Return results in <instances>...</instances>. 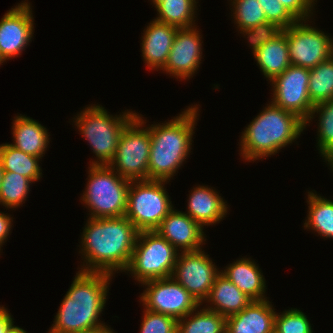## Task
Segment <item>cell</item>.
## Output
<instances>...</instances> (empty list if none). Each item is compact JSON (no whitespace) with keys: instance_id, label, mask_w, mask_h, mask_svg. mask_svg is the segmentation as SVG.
Listing matches in <instances>:
<instances>
[{"instance_id":"cell-1","label":"cell","mask_w":333,"mask_h":333,"mask_svg":"<svg viewBox=\"0 0 333 333\" xmlns=\"http://www.w3.org/2000/svg\"><path fill=\"white\" fill-rule=\"evenodd\" d=\"M139 231L125 217L88 218L81 237L85 263L80 271L125 272ZM115 272V273H113Z\"/></svg>"},{"instance_id":"cell-2","label":"cell","mask_w":333,"mask_h":333,"mask_svg":"<svg viewBox=\"0 0 333 333\" xmlns=\"http://www.w3.org/2000/svg\"><path fill=\"white\" fill-rule=\"evenodd\" d=\"M112 274L78 271L48 332L89 333L105 327L99 322Z\"/></svg>"},{"instance_id":"cell-3","label":"cell","mask_w":333,"mask_h":333,"mask_svg":"<svg viewBox=\"0 0 333 333\" xmlns=\"http://www.w3.org/2000/svg\"><path fill=\"white\" fill-rule=\"evenodd\" d=\"M196 105L189 106L179 116L166 123L152 124L149 127V180L170 181L187 159L199 115V107Z\"/></svg>"},{"instance_id":"cell-4","label":"cell","mask_w":333,"mask_h":333,"mask_svg":"<svg viewBox=\"0 0 333 333\" xmlns=\"http://www.w3.org/2000/svg\"><path fill=\"white\" fill-rule=\"evenodd\" d=\"M304 129L301 118L271 102L242 132V158L250 162L274 155L296 141Z\"/></svg>"},{"instance_id":"cell-5","label":"cell","mask_w":333,"mask_h":333,"mask_svg":"<svg viewBox=\"0 0 333 333\" xmlns=\"http://www.w3.org/2000/svg\"><path fill=\"white\" fill-rule=\"evenodd\" d=\"M122 113L113 117L101 105H90L73 118L98 159L90 165H108L113 159L121 132L137 115L132 111Z\"/></svg>"},{"instance_id":"cell-6","label":"cell","mask_w":333,"mask_h":333,"mask_svg":"<svg viewBox=\"0 0 333 333\" xmlns=\"http://www.w3.org/2000/svg\"><path fill=\"white\" fill-rule=\"evenodd\" d=\"M88 183L81 200L87 205L89 218L125 216L130 181L108 165H90Z\"/></svg>"},{"instance_id":"cell-7","label":"cell","mask_w":333,"mask_h":333,"mask_svg":"<svg viewBox=\"0 0 333 333\" xmlns=\"http://www.w3.org/2000/svg\"><path fill=\"white\" fill-rule=\"evenodd\" d=\"M145 123L137 114L125 126L119 136L116 154L108 163L112 170L129 181L149 180L151 134Z\"/></svg>"},{"instance_id":"cell-8","label":"cell","mask_w":333,"mask_h":333,"mask_svg":"<svg viewBox=\"0 0 333 333\" xmlns=\"http://www.w3.org/2000/svg\"><path fill=\"white\" fill-rule=\"evenodd\" d=\"M179 255L158 232L140 231L138 233L130 263L125 271L139 283L153 279L169 278Z\"/></svg>"},{"instance_id":"cell-9","label":"cell","mask_w":333,"mask_h":333,"mask_svg":"<svg viewBox=\"0 0 333 333\" xmlns=\"http://www.w3.org/2000/svg\"><path fill=\"white\" fill-rule=\"evenodd\" d=\"M167 181H130L125 217L140 231L156 230L174 208L166 188Z\"/></svg>"},{"instance_id":"cell-10","label":"cell","mask_w":333,"mask_h":333,"mask_svg":"<svg viewBox=\"0 0 333 333\" xmlns=\"http://www.w3.org/2000/svg\"><path fill=\"white\" fill-rule=\"evenodd\" d=\"M307 21L309 20H298L281 30L286 35L290 64L313 69L333 56V38H329L320 29L309 26Z\"/></svg>"},{"instance_id":"cell-11","label":"cell","mask_w":333,"mask_h":333,"mask_svg":"<svg viewBox=\"0 0 333 333\" xmlns=\"http://www.w3.org/2000/svg\"><path fill=\"white\" fill-rule=\"evenodd\" d=\"M145 285L140 300L144 309L181 319L200 306L199 302L172 277L153 279Z\"/></svg>"},{"instance_id":"cell-12","label":"cell","mask_w":333,"mask_h":333,"mask_svg":"<svg viewBox=\"0 0 333 333\" xmlns=\"http://www.w3.org/2000/svg\"><path fill=\"white\" fill-rule=\"evenodd\" d=\"M202 249L181 252L171 277L183 286L202 305L210 294L220 270Z\"/></svg>"},{"instance_id":"cell-13","label":"cell","mask_w":333,"mask_h":333,"mask_svg":"<svg viewBox=\"0 0 333 333\" xmlns=\"http://www.w3.org/2000/svg\"><path fill=\"white\" fill-rule=\"evenodd\" d=\"M309 77L310 69L290 65L270 81L273 86L271 102L306 122L314 107L309 97Z\"/></svg>"},{"instance_id":"cell-14","label":"cell","mask_w":333,"mask_h":333,"mask_svg":"<svg viewBox=\"0 0 333 333\" xmlns=\"http://www.w3.org/2000/svg\"><path fill=\"white\" fill-rule=\"evenodd\" d=\"M34 18L26 0L11 8L0 20V58L18 57L29 44L34 32Z\"/></svg>"},{"instance_id":"cell-15","label":"cell","mask_w":333,"mask_h":333,"mask_svg":"<svg viewBox=\"0 0 333 333\" xmlns=\"http://www.w3.org/2000/svg\"><path fill=\"white\" fill-rule=\"evenodd\" d=\"M197 27L178 28L168 61L162 69L176 78H192L202 59V36ZM201 36V37H200Z\"/></svg>"},{"instance_id":"cell-16","label":"cell","mask_w":333,"mask_h":333,"mask_svg":"<svg viewBox=\"0 0 333 333\" xmlns=\"http://www.w3.org/2000/svg\"><path fill=\"white\" fill-rule=\"evenodd\" d=\"M257 65L264 76L272 81L291 64L286 35L282 30H273L248 38Z\"/></svg>"},{"instance_id":"cell-17","label":"cell","mask_w":333,"mask_h":333,"mask_svg":"<svg viewBox=\"0 0 333 333\" xmlns=\"http://www.w3.org/2000/svg\"><path fill=\"white\" fill-rule=\"evenodd\" d=\"M203 230L185 212L173 208L155 231L177 250L188 252L201 249L203 242L206 241Z\"/></svg>"},{"instance_id":"cell-18","label":"cell","mask_w":333,"mask_h":333,"mask_svg":"<svg viewBox=\"0 0 333 333\" xmlns=\"http://www.w3.org/2000/svg\"><path fill=\"white\" fill-rule=\"evenodd\" d=\"M148 25L141 39L143 61L151 70H162L168 61L178 27L155 19Z\"/></svg>"},{"instance_id":"cell-19","label":"cell","mask_w":333,"mask_h":333,"mask_svg":"<svg viewBox=\"0 0 333 333\" xmlns=\"http://www.w3.org/2000/svg\"><path fill=\"white\" fill-rule=\"evenodd\" d=\"M269 300L252 301L226 318V333H274L276 311Z\"/></svg>"},{"instance_id":"cell-20","label":"cell","mask_w":333,"mask_h":333,"mask_svg":"<svg viewBox=\"0 0 333 333\" xmlns=\"http://www.w3.org/2000/svg\"><path fill=\"white\" fill-rule=\"evenodd\" d=\"M187 215L202 228L220 222L227 214V204L219 193L208 186L193 188L189 194Z\"/></svg>"},{"instance_id":"cell-21","label":"cell","mask_w":333,"mask_h":333,"mask_svg":"<svg viewBox=\"0 0 333 333\" xmlns=\"http://www.w3.org/2000/svg\"><path fill=\"white\" fill-rule=\"evenodd\" d=\"M220 273L235 284L243 293L253 301L266 300V282L263 273L255 261L249 258H240L228 265Z\"/></svg>"},{"instance_id":"cell-22","label":"cell","mask_w":333,"mask_h":333,"mask_svg":"<svg viewBox=\"0 0 333 333\" xmlns=\"http://www.w3.org/2000/svg\"><path fill=\"white\" fill-rule=\"evenodd\" d=\"M13 147L26 154L42 158L47 150L50 138L48 130L39 122L25 115L14 117L13 126Z\"/></svg>"},{"instance_id":"cell-23","label":"cell","mask_w":333,"mask_h":333,"mask_svg":"<svg viewBox=\"0 0 333 333\" xmlns=\"http://www.w3.org/2000/svg\"><path fill=\"white\" fill-rule=\"evenodd\" d=\"M206 300L210 303L207 309L226 318L239 313L253 301L221 273L216 277Z\"/></svg>"},{"instance_id":"cell-24","label":"cell","mask_w":333,"mask_h":333,"mask_svg":"<svg viewBox=\"0 0 333 333\" xmlns=\"http://www.w3.org/2000/svg\"><path fill=\"white\" fill-rule=\"evenodd\" d=\"M231 4L234 7V23L247 38L276 30L267 21L258 0H233Z\"/></svg>"},{"instance_id":"cell-25","label":"cell","mask_w":333,"mask_h":333,"mask_svg":"<svg viewBox=\"0 0 333 333\" xmlns=\"http://www.w3.org/2000/svg\"><path fill=\"white\" fill-rule=\"evenodd\" d=\"M308 215L304 227L312 229L320 236L333 238V201L308 192Z\"/></svg>"},{"instance_id":"cell-26","label":"cell","mask_w":333,"mask_h":333,"mask_svg":"<svg viewBox=\"0 0 333 333\" xmlns=\"http://www.w3.org/2000/svg\"><path fill=\"white\" fill-rule=\"evenodd\" d=\"M39 160L40 158L26 154L9 143L0 145V161L3 171L18 173L29 178L33 183L42 176Z\"/></svg>"},{"instance_id":"cell-27","label":"cell","mask_w":333,"mask_h":333,"mask_svg":"<svg viewBox=\"0 0 333 333\" xmlns=\"http://www.w3.org/2000/svg\"><path fill=\"white\" fill-rule=\"evenodd\" d=\"M198 308L178 319L177 333H226V317L204 306L200 312Z\"/></svg>"},{"instance_id":"cell-28","label":"cell","mask_w":333,"mask_h":333,"mask_svg":"<svg viewBox=\"0 0 333 333\" xmlns=\"http://www.w3.org/2000/svg\"><path fill=\"white\" fill-rule=\"evenodd\" d=\"M196 0H164L157 7L155 20L178 28L195 27Z\"/></svg>"},{"instance_id":"cell-29","label":"cell","mask_w":333,"mask_h":333,"mask_svg":"<svg viewBox=\"0 0 333 333\" xmlns=\"http://www.w3.org/2000/svg\"><path fill=\"white\" fill-rule=\"evenodd\" d=\"M315 112L319 114L317 147L321 156L329 163L333 159V99L314 105L305 122V129L311 119H314Z\"/></svg>"},{"instance_id":"cell-30","label":"cell","mask_w":333,"mask_h":333,"mask_svg":"<svg viewBox=\"0 0 333 333\" xmlns=\"http://www.w3.org/2000/svg\"><path fill=\"white\" fill-rule=\"evenodd\" d=\"M308 90L314 105L333 99V56L310 69Z\"/></svg>"},{"instance_id":"cell-31","label":"cell","mask_w":333,"mask_h":333,"mask_svg":"<svg viewBox=\"0 0 333 333\" xmlns=\"http://www.w3.org/2000/svg\"><path fill=\"white\" fill-rule=\"evenodd\" d=\"M33 182L18 173L3 171L0 187V204L8 208H17L26 201Z\"/></svg>"},{"instance_id":"cell-32","label":"cell","mask_w":333,"mask_h":333,"mask_svg":"<svg viewBox=\"0 0 333 333\" xmlns=\"http://www.w3.org/2000/svg\"><path fill=\"white\" fill-rule=\"evenodd\" d=\"M307 316L299 309L291 308L276 313L274 333H313Z\"/></svg>"},{"instance_id":"cell-33","label":"cell","mask_w":333,"mask_h":333,"mask_svg":"<svg viewBox=\"0 0 333 333\" xmlns=\"http://www.w3.org/2000/svg\"><path fill=\"white\" fill-rule=\"evenodd\" d=\"M140 333H177L178 320L172 316L145 309Z\"/></svg>"},{"instance_id":"cell-34","label":"cell","mask_w":333,"mask_h":333,"mask_svg":"<svg viewBox=\"0 0 333 333\" xmlns=\"http://www.w3.org/2000/svg\"><path fill=\"white\" fill-rule=\"evenodd\" d=\"M267 21L276 29L281 30L295 24L297 20L278 0H258Z\"/></svg>"},{"instance_id":"cell-35","label":"cell","mask_w":333,"mask_h":333,"mask_svg":"<svg viewBox=\"0 0 333 333\" xmlns=\"http://www.w3.org/2000/svg\"><path fill=\"white\" fill-rule=\"evenodd\" d=\"M284 7L289 11V13L298 20L310 19L313 14V4L312 0H278ZM311 14V15H310Z\"/></svg>"},{"instance_id":"cell-36","label":"cell","mask_w":333,"mask_h":333,"mask_svg":"<svg viewBox=\"0 0 333 333\" xmlns=\"http://www.w3.org/2000/svg\"><path fill=\"white\" fill-rule=\"evenodd\" d=\"M13 219L9 215L0 212V245L6 242L9 233H11ZM5 241V242H4Z\"/></svg>"},{"instance_id":"cell-37","label":"cell","mask_w":333,"mask_h":333,"mask_svg":"<svg viewBox=\"0 0 333 333\" xmlns=\"http://www.w3.org/2000/svg\"><path fill=\"white\" fill-rule=\"evenodd\" d=\"M13 323L14 321L9 311L5 307L0 306V333H6Z\"/></svg>"},{"instance_id":"cell-38","label":"cell","mask_w":333,"mask_h":333,"mask_svg":"<svg viewBox=\"0 0 333 333\" xmlns=\"http://www.w3.org/2000/svg\"><path fill=\"white\" fill-rule=\"evenodd\" d=\"M6 333H28L24 329L15 326L14 323L8 328Z\"/></svg>"},{"instance_id":"cell-39","label":"cell","mask_w":333,"mask_h":333,"mask_svg":"<svg viewBox=\"0 0 333 333\" xmlns=\"http://www.w3.org/2000/svg\"><path fill=\"white\" fill-rule=\"evenodd\" d=\"M89 333H114V332L111 330V328H109L108 326H105L101 329L91 331Z\"/></svg>"},{"instance_id":"cell-40","label":"cell","mask_w":333,"mask_h":333,"mask_svg":"<svg viewBox=\"0 0 333 333\" xmlns=\"http://www.w3.org/2000/svg\"><path fill=\"white\" fill-rule=\"evenodd\" d=\"M2 179H3V168H2L1 161H0V187H1Z\"/></svg>"},{"instance_id":"cell-41","label":"cell","mask_w":333,"mask_h":333,"mask_svg":"<svg viewBox=\"0 0 333 333\" xmlns=\"http://www.w3.org/2000/svg\"><path fill=\"white\" fill-rule=\"evenodd\" d=\"M151 1H152L153 5H155L154 7L156 8L164 0H151Z\"/></svg>"},{"instance_id":"cell-42","label":"cell","mask_w":333,"mask_h":333,"mask_svg":"<svg viewBox=\"0 0 333 333\" xmlns=\"http://www.w3.org/2000/svg\"><path fill=\"white\" fill-rule=\"evenodd\" d=\"M333 170V159L328 163Z\"/></svg>"},{"instance_id":"cell-43","label":"cell","mask_w":333,"mask_h":333,"mask_svg":"<svg viewBox=\"0 0 333 333\" xmlns=\"http://www.w3.org/2000/svg\"><path fill=\"white\" fill-rule=\"evenodd\" d=\"M2 63H4V61L0 58V65H1Z\"/></svg>"}]
</instances>
